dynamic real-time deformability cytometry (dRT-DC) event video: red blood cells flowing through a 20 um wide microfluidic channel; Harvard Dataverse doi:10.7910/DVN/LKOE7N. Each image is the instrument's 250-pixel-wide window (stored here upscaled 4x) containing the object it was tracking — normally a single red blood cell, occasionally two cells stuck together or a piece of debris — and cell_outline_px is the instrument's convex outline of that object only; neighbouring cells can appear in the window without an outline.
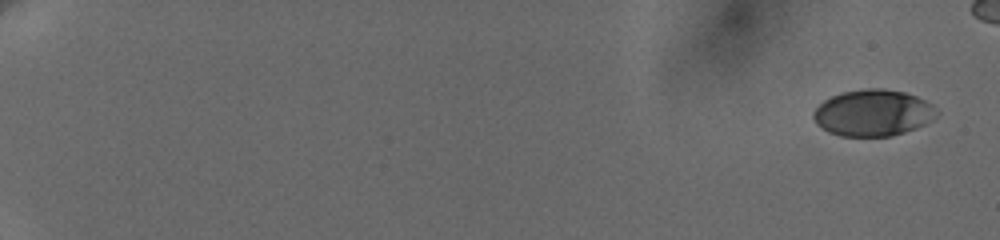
{"species": "human", "species_latin": "Homo sapiens", "temperature_condition": "cold", "stored_images_in_passage": 10, "segment_of_instrument_passage": [1, 2], "camera_frame_rate_fps": 3000, "um_per_image_px": 0.085, "donor": {"sex": "female"}, "frame": {"image": 1, "passage_image": 1, "time_ms": 0.0, "image_size_px": [1000, 240], "cell_outline_px": [[940, 112], [932, 120], [916, 128], [892, 136], [840, 136], [828, 132], [816, 124], [812, 116], [812, 112], [824, 100], [832, 96], [844, 92], [868, 88], [880, 88], [904, 92], [916, 96], [932, 104]], "centroid_in_image_um": [74.21, 9.6], "position_along_channel_um": 10.8, "area_um2": 33.41}}
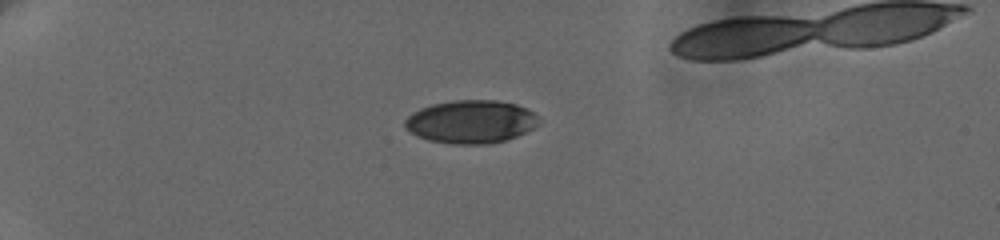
{"frame": {"image": 2, "passage_image": 6, "time_ms": 5.333, "image_size_px": [1000, 240], "cell_outline_px": [[536, 124], [532, 128], [516, 136], [504, 140], [488, 144], [452, 144], [428, 140], [416, 136], [408, 132], [404, 128], [404, 120], [412, 112], [420, 108], [432, 104], [452, 100], [496, 100], [516, 104], [528, 108], [536, 116]], "centroid_in_image_um": [39.95, 10.34], "position_along_channel_um": 45.1, "area_um2": 33.64}}
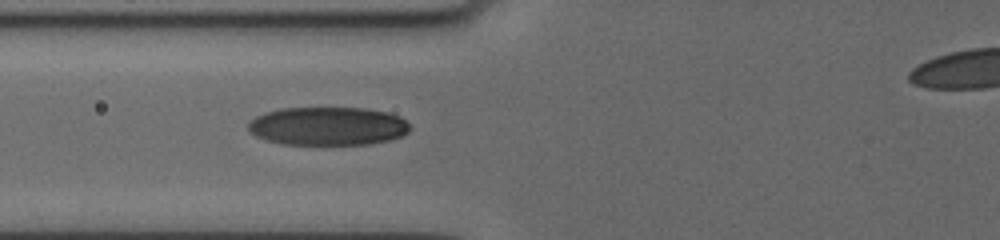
{"frame": {"image": 3, "passage_image": 9, "time_ms": 8.333, "image_size_px": [1000, 240], "cell_outline_px": [[408, 132], [400, 136], [388, 140], [368, 144], [284, 144], [268, 140], [256, 136], [248, 132], [248, 120], [264, 112], [280, 108], [364, 108], [388, 112], [400, 116], [408, 124]], "centroid_in_image_um": [27.82, 10.71], "position_along_channel_um": 98.0, "area_um2": 36.18}}